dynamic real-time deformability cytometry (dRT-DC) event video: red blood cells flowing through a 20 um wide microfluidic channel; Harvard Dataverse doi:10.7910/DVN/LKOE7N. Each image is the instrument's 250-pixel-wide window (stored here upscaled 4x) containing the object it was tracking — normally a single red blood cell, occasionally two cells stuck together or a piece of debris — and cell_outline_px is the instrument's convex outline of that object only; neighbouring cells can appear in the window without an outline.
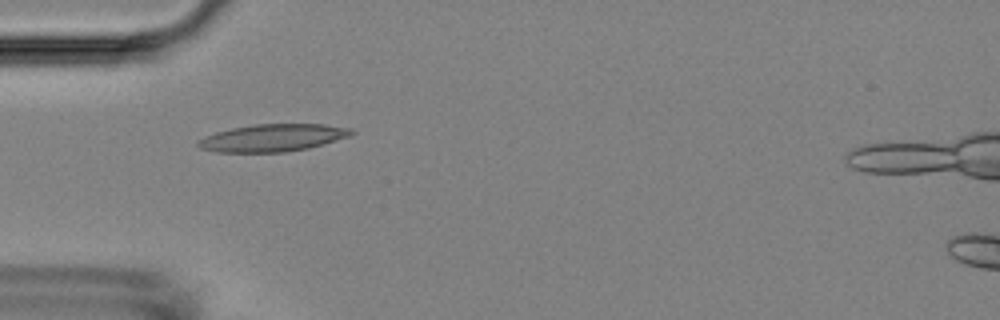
{"species": "Egyptian fruit bat (a non-hibernating species)", "species_latin": "Rousettus aegyptiacus", "temperature_condition": "room temperature", "stored_images_in_passage": 47, "camera_frame_rate_fps": 3000, "um_per_image_px": 0.085, "animal": {"sex": "female"}, "frame": {"image": 1, "passage_image": 16, "time_ms": 5.0, "image_size_px": [1000, 320], "cell_outline_px": [[356, 132], [352, 136], [324, 144], [308, 148], [284, 152], [216, 152], [200, 148], [196, 144], [196, 140], [204, 136], [216, 132], [232, 128], [256, 124], [324, 124], [352, 128]], "centroid_in_image_um": [23.21, 11.71], "position_along_channel_um": 61.8, "area_um2": 24.68}}
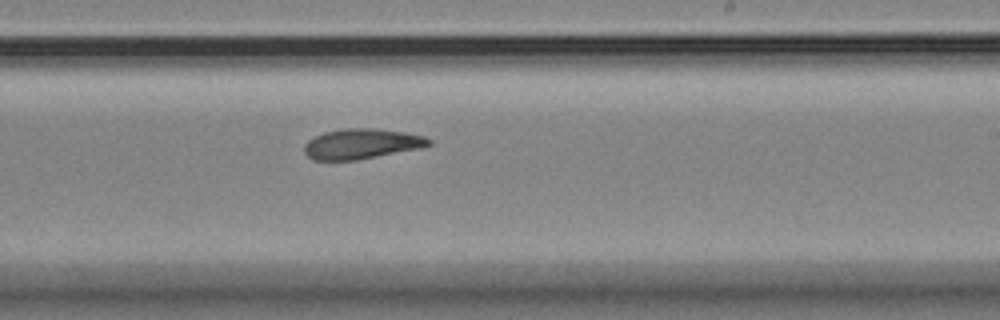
{"frame": {"image": 2, "passage_image": 32, "time_ms": 10.333, "image_size_px": [1000, 320], "cell_outline_px": [[432, 144], [420, 148], [356, 160], [312, 160], [304, 152], [304, 144], [308, 140], [324, 132], [344, 128], [368, 128], [404, 132], [424, 136], [432, 140]], "centroid_in_image_um": [30.72, 12.23], "position_along_channel_um": 258.3, "area_um2": 21.79}}
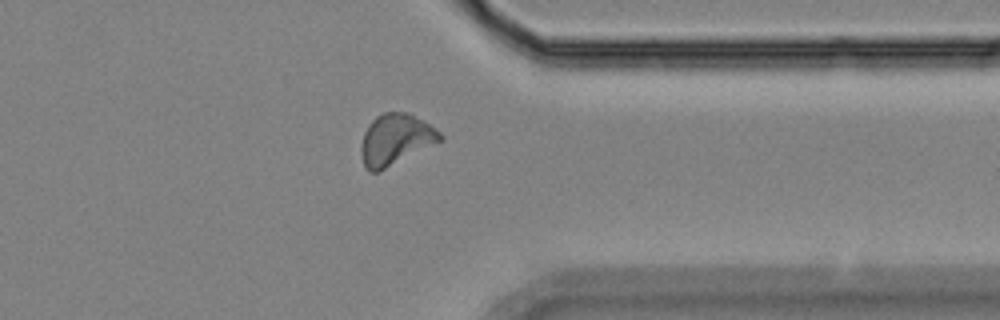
{"frame": {"image": 3, "passage_image": 42, "time_ms": 13.667, "image_size_px": [1000, 320], "cell_outline_px": [[444, 140], [376, 172], [368, 172], [364, 168], [360, 152], [360, 148], [364, 132], [368, 124], [376, 116], [384, 112], [408, 112], [424, 120], [440, 132], [444, 136]], "centroid_in_image_um": [33.62, 11.84], "position_along_channel_um": 377.8, "area_um2": 23.58}, "authors_computed_cell_mechanics": {"area_um2": 22.4264, "velocity_mm_per_s": 3.7072, "shape_relaxation_time_tau1_ms": 4.2509, "shape_relaxation_time_tau2_ms": 7.2508, "deformation_change_tau1": 0.142, "deformation_change_tau2": 0.1531}}